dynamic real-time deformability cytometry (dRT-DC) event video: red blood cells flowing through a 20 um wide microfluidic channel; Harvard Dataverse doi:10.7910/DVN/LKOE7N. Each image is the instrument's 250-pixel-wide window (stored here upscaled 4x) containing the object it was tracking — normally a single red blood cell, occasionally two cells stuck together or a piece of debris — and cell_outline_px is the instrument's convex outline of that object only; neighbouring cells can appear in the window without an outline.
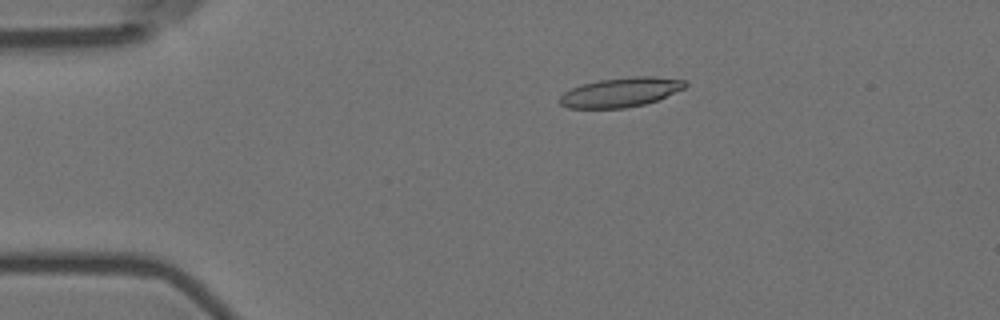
{"species": "Egyptian fruit bat (a non-hibernating species)", "species_latin": "Rousettus aegyptiacus", "temperature_condition": "room temperature", "stored_images_in_passage": 5, "camera_frame_rate_fps": 3000, "um_per_image_px": 0.085, "animal": {"sex": "female"}, "frame": {"image": 1, "passage_image": 4, "time_ms": 1.0, "image_size_px": [1000, 320], "cell_outline_px": [[688, 84], [684, 88], [656, 100], [644, 104], [624, 108], [568, 108], [560, 104], [556, 100], [564, 92], [572, 88], [584, 84], [600, 80], [632, 76], [652, 76], [684, 80]], "centroid_in_image_um": [52.72, 7.84], "position_along_channel_um": 32.3, "area_um2": 21.33}}